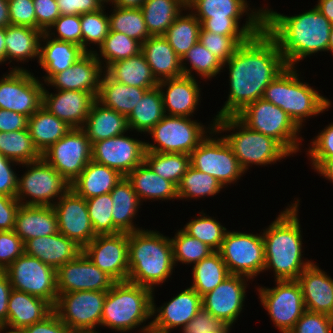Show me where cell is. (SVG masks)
<instances>
[{
    "mask_svg": "<svg viewBox=\"0 0 333 333\" xmlns=\"http://www.w3.org/2000/svg\"><path fill=\"white\" fill-rule=\"evenodd\" d=\"M225 65L229 69V96L214 119L235 116L262 98L265 88L288 67L277 41L264 28L241 44Z\"/></svg>",
    "mask_w": 333,
    "mask_h": 333,
    "instance_id": "cell-1",
    "label": "cell"
},
{
    "mask_svg": "<svg viewBox=\"0 0 333 333\" xmlns=\"http://www.w3.org/2000/svg\"><path fill=\"white\" fill-rule=\"evenodd\" d=\"M331 26L316 7L294 16L264 9V29L277 41L290 67L306 56L327 51Z\"/></svg>",
    "mask_w": 333,
    "mask_h": 333,
    "instance_id": "cell-2",
    "label": "cell"
},
{
    "mask_svg": "<svg viewBox=\"0 0 333 333\" xmlns=\"http://www.w3.org/2000/svg\"><path fill=\"white\" fill-rule=\"evenodd\" d=\"M299 200L286 208L262 233L264 271L273 269L275 281L296 280L313 262L302 260V235L298 219Z\"/></svg>",
    "mask_w": 333,
    "mask_h": 333,
    "instance_id": "cell-3",
    "label": "cell"
},
{
    "mask_svg": "<svg viewBox=\"0 0 333 333\" xmlns=\"http://www.w3.org/2000/svg\"><path fill=\"white\" fill-rule=\"evenodd\" d=\"M128 265L127 281L154 291L174 270L170 238L145 229L129 233Z\"/></svg>",
    "mask_w": 333,
    "mask_h": 333,
    "instance_id": "cell-4",
    "label": "cell"
},
{
    "mask_svg": "<svg viewBox=\"0 0 333 333\" xmlns=\"http://www.w3.org/2000/svg\"><path fill=\"white\" fill-rule=\"evenodd\" d=\"M295 67L288 66L265 88L262 98L286 112L301 129L304 118L319 115L331 105L307 83L300 82Z\"/></svg>",
    "mask_w": 333,
    "mask_h": 333,
    "instance_id": "cell-5",
    "label": "cell"
},
{
    "mask_svg": "<svg viewBox=\"0 0 333 333\" xmlns=\"http://www.w3.org/2000/svg\"><path fill=\"white\" fill-rule=\"evenodd\" d=\"M210 125L211 128L208 127L211 130H209V134L239 129V131L225 135L223 138L230 145L244 171H247L246 169L252 164L268 165L291 155L278 141L249 129L236 116L214 119L213 124Z\"/></svg>",
    "mask_w": 333,
    "mask_h": 333,
    "instance_id": "cell-6",
    "label": "cell"
},
{
    "mask_svg": "<svg viewBox=\"0 0 333 333\" xmlns=\"http://www.w3.org/2000/svg\"><path fill=\"white\" fill-rule=\"evenodd\" d=\"M153 294L151 289L141 285L115 282L106 294L101 326L120 332L139 327L152 317Z\"/></svg>",
    "mask_w": 333,
    "mask_h": 333,
    "instance_id": "cell-7",
    "label": "cell"
},
{
    "mask_svg": "<svg viewBox=\"0 0 333 333\" xmlns=\"http://www.w3.org/2000/svg\"><path fill=\"white\" fill-rule=\"evenodd\" d=\"M244 125L278 141L290 154L299 151L300 128L280 107L260 98L235 115ZM299 141V142H298Z\"/></svg>",
    "mask_w": 333,
    "mask_h": 333,
    "instance_id": "cell-8",
    "label": "cell"
},
{
    "mask_svg": "<svg viewBox=\"0 0 333 333\" xmlns=\"http://www.w3.org/2000/svg\"><path fill=\"white\" fill-rule=\"evenodd\" d=\"M155 144L147 152L190 154L207 136L201 123L188 117L165 115L149 132Z\"/></svg>",
    "mask_w": 333,
    "mask_h": 333,
    "instance_id": "cell-9",
    "label": "cell"
},
{
    "mask_svg": "<svg viewBox=\"0 0 333 333\" xmlns=\"http://www.w3.org/2000/svg\"><path fill=\"white\" fill-rule=\"evenodd\" d=\"M107 291H74L58 294L53 311L71 333L95 332L101 325Z\"/></svg>",
    "mask_w": 333,
    "mask_h": 333,
    "instance_id": "cell-10",
    "label": "cell"
},
{
    "mask_svg": "<svg viewBox=\"0 0 333 333\" xmlns=\"http://www.w3.org/2000/svg\"><path fill=\"white\" fill-rule=\"evenodd\" d=\"M22 165L30 167L18 177L16 199L22 205L53 206L52 199L59 200L71 187L43 158ZM25 196L32 200L23 202Z\"/></svg>",
    "mask_w": 333,
    "mask_h": 333,
    "instance_id": "cell-11",
    "label": "cell"
},
{
    "mask_svg": "<svg viewBox=\"0 0 333 333\" xmlns=\"http://www.w3.org/2000/svg\"><path fill=\"white\" fill-rule=\"evenodd\" d=\"M5 272L12 289L42 298L55 306L58 298L56 269L24 253Z\"/></svg>",
    "mask_w": 333,
    "mask_h": 333,
    "instance_id": "cell-12",
    "label": "cell"
},
{
    "mask_svg": "<svg viewBox=\"0 0 333 333\" xmlns=\"http://www.w3.org/2000/svg\"><path fill=\"white\" fill-rule=\"evenodd\" d=\"M218 252L230 274L253 279L264 271L265 251L262 234L227 231Z\"/></svg>",
    "mask_w": 333,
    "mask_h": 333,
    "instance_id": "cell-13",
    "label": "cell"
},
{
    "mask_svg": "<svg viewBox=\"0 0 333 333\" xmlns=\"http://www.w3.org/2000/svg\"><path fill=\"white\" fill-rule=\"evenodd\" d=\"M42 158L71 185L92 160V144L81 128H73L51 145Z\"/></svg>",
    "mask_w": 333,
    "mask_h": 333,
    "instance_id": "cell-14",
    "label": "cell"
},
{
    "mask_svg": "<svg viewBox=\"0 0 333 333\" xmlns=\"http://www.w3.org/2000/svg\"><path fill=\"white\" fill-rule=\"evenodd\" d=\"M190 166L216 178L224 187L244 174L230 145L221 136H207L190 154Z\"/></svg>",
    "mask_w": 333,
    "mask_h": 333,
    "instance_id": "cell-15",
    "label": "cell"
},
{
    "mask_svg": "<svg viewBox=\"0 0 333 333\" xmlns=\"http://www.w3.org/2000/svg\"><path fill=\"white\" fill-rule=\"evenodd\" d=\"M276 283L274 288H259V298L277 329L288 333L306 311L304 299L297 280H282Z\"/></svg>",
    "mask_w": 333,
    "mask_h": 333,
    "instance_id": "cell-16",
    "label": "cell"
},
{
    "mask_svg": "<svg viewBox=\"0 0 333 333\" xmlns=\"http://www.w3.org/2000/svg\"><path fill=\"white\" fill-rule=\"evenodd\" d=\"M11 69L0 79V109L30 118L42 106L44 84L22 67Z\"/></svg>",
    "mask_w": 333,
    "mask_h": 333,
    "instance_id": "cell-17",
    "label": "cell"
},
{
    "mask_svg": "<svg viewBox=\"0 0 333 333\" xmlns=\"http://www.w3.org/2000/svg\"><path fill=\"white\" fill-rule=\"evenodd\" d=\"M129 233L97 235L83 252L115 282L127 281Z\"/></svg>",
    "mask_w": 333,
    "mask_h": 333,
    "instance_id": "cell-18",
    "label": "cell"
},
{
    "mask_svg": "<svg viewBox=\"0 0 333 333\" xmlns=\"http://www.w3.org/2000/svg\"><path fill=\"white\" fill-rule=\"evenodd\" d=\"M53 208L57 216L58 232L74 240L84 248L97 235L93 231L86 199L79 196L73 189H69Z\"/></svg>",
    "mask_w": 333,
    "mask_h": 333,
    "instance_id": "cell-19",
    "label": "cell"
},
{
    "mask_svg": "<svg viewBox=\"0 0 333 333\" xmlns=\"http://www.w3.org/2000/svg\"><path fill=\"white\" fill-rule=\"evenodd\" d=\"M125 133L92 144V160L119 171L127 176L133 169L144 162L145 142Z\"/></svg>",
    "mask_w": 333,
    "mask_h": 333,
    "instance_id": "cell-20",
    "label": "cell"
},
{
    "mask_svg": "<svg viewBox=\"0 0 333 333\" xmlns=\"http://www.w3.org/2000/svg\"><path fill=\"white\" fill-rule=\"evenodd\" d=\"M115 281L82 251L57 269L58 294L74 291H108Z\"/></svg>",
    "mask_w": 333,
    "mask_h": 333,
    "instance_id": "cell-21",
    "label": "cell"
},
{
    "mask_svg": "<svg viewBox=\"0 0 333 333\" xmlns=\"http://www.w3.org/2000/svg\"><path fill=\"white\" fill-rule=\"evenodd\" d=\"M248 277L231 274L202 296V308L231 327L242 311Z\"/></svg>",
    "mask_w": 333,
    "mask_h": 333,
    "instance_id": "cell-22",
    "label": "cell"
},
{
    "mask_svg": "<svg viewBox=\"0 0 333 333\" xmlns=\"http://www.w3.org/2000/svg\"><path fill=\"white\" fill-rule=\"evenodd\" d=\"M96 51L85 52L73 65L55 74L47 83L57 90L90 92L97 98L103 67L95 55Z\"/></svg>",
    "mask_w": 333,
    "mask_h": 333,
    "instance_id": "cell-23",
    "label": "cell"
},
{
    "mask_svg": "<svg viewBox=\"0 0 333 333\" xmlns=\"http://www.w3.org/2000/svg\"><path fill=\"white\" fill-rule=\"evenodd\" d=\"M57 91L58 93L49 94V91L43 89L42 107L71 128H82L96 98L85 91Z\"/></svg>",
    "mask_w": 333,
    "mask_h": 333,
    "instance_id": "cell-24",
    "label": "cell"
},
{
    "mask_svg": "<svg viewBox=\"0 0 333 333\" xmlns=\"http://www.w3.org/2000/svg\"><path fill=\"white\" fill-rule=\"evenodd\" d=\"M164 87L166 88V92L162 89ZM158 88L162 95L165 115L178 117L193 116L201 96L195 77L182 75L162 80L159 82Z\"/></svg>",
    "mask_w": 333,
    "mask_h": 333,
    "instance_id": "cell-25",
    "label": "cell"
},
{
    "mask_svg": "<svg viewBox=\"0 0 333 333\" xmlns=\"http://www.w3.org/2000/svg\"><path fill=\"white\" fill-rule=\"evenodd\" d=\"M155 306L154 297H152V316L158 313L151 321L155 326L168 331L180 326L184 330L202 308V297L189 287L163 306L157 309Z\"/></svg>",
    "mask_w": 333,
    "mask_h": 333,
    "instance_id": "cell-26",
    "label": "cell"
},
{
    "mask_svg": "<svg viewBox=\"0 0 333 333\" xmlns=\"http://www.w3.org/2000/svg\"><path fill=\"white\" fill-rule=\"evenodd\" d=\"M296 280L300 285L306 310L333 317V279L313 262Z\"/></svg>",
    "mask_w": 333,
    "mask_h": 333,
    "instance_id": "cell-27",
    "label": "cell"
},
{
    "mask_svg": "<svg viewBox=\"0 0 333 333\" xmlns=\"http://www.w3.org/2000/svg\"><path fill=\"white\" fill-rule=\"evenodd\" d=\"M24 248L26 254L38 258L56 270L83 251L74 240L60 232L30 239L24 243Z\"/></svg>",
    "mask_w": 333,
    "mask_h": 333,
    "instance_id": "cell-28",
    "label": "cell"
},
{
    "mask_svg": "<svg viewBox=\"0 0 333 333\" xmlns=\"http://www.w3.org/2000/svg\"><path fill=\"white\" fill-rule=\"evenodd\" d=\"M26 241L58 232L57 216L53 206L20 205L13 230Z\"/></svg>",
    "mask_w": 333,
    "mask_h": 333,
    "instance_id": "cell-29",
    "label": "cell"
},
{
    "mask_svg": "<svg viewBox=\"0 0 333 333\" xmlns=\"http://www.w3.org/2000/svg\"><path fill=\"white\" fill-rule=\"evenodd\" d=\"M7 309L6 326L20 329L43 321L53 312L48 301L15 289L10 293Z\"/></svg>",
    "mask_w": 333,
    "mask_h": 333,
    "instance_id": "cell-30",
    "label": "cell"
},
{
    "mask_svg": "<svg viewBox=\"0 0 333 333\" xmlns=\"http://www.w3.org/2000/svg\"><path fill=\"white\" fill-rule=\"evenodd\" d=\"M141 52L158 82L184 75L181 58L175 53L164 36H150L147 38L142 43Z\"/></svg>",
    "mask_w": 333,
    "mask_h": 333,
    "instance_id": "cell-31",
    "label": "cell"
},
{
    "mask_svg": "<svg viewBox=\"0 0 333 333\" xmlns=\"http://www.w3.org/2000/svg\"><path fill=\"white\" fill-rule=\"evenodd\" d=\"M91 144L121 135L129 130L127 117L95 100L81 128Z\"/></svg>",
    "mask_w": 333,
    "mask_h": 333,
    "instance_id": "cell-32",
    "label": "cell"
},
{
    "mask_svg": "<svg viewBox=\"0 0 333 333\" xmlns=\"http://www.w3.org/2000/svg\"><path fill=\"white\" fill-rule=\"evenodd\" d=\"M123 177L119 171L91 160L70 188L84 199H89L110 193Z\"/></svg>",
    "mask_w": 333,
    "mask_h": 333,
    "instance_id": "cell-33",
    "label": "cell"
},
{
    "mask_svg": "<svg viewBox=\"0 0 333 333\" xmlns=\"http://www.w3.org/2000/svg\"><path fill=\"white\" fill-rule=\"evenodd\" d=\"M52 34L55 35V33L44 32L41 38V42L45 40L46 43H43L45 46L40 47L38 63L47 73V76L43 78L45 84L55 74L70 68L85 53L78 45L52 39Z\"/></svg>",
    "mask_w": 333,
    "mask_h": 333,
    "instance_id": "cell-34",
    "label": "cell"
},
{
    "mask_svg": "<svg viewBox=\"0 0 333 333\" xmlns=\"http://www.w3.org/2000/svg\"><path fill=\"white\" fill-rule=\"evenodd\" d=\"M112 198V219L114 234L132 233L141 230L134 226L132 220L135 217L141 200L133 189L131 182L123 177L110 192Z\"/></svg>",
    "mask_w": 333,
    "mask_h": 333,
    "instance_id": "cell-35",
    "label": "cell"
},
{
    "mask_svg": "<svg viewBox=\"0 0 333 333\" xmlns=\"http://www.w3.org/2000/svg\"><path fill=\"white\" fill-rule=\"evenodd\" d=\"M149 89L152 88H140L119 83L104 72L96 100L103 106L128 117Z\"/></svg>",
    "mask_w": 333,
    "mask_h": 333,
    "instance_id": "cell-36",
    "label": "cell"
},
{
    "mask_svg": "<svg viewBox=\"0 0 333 333\" xmlns=\"http://www.w3.org/2000/svg\"><path fill=\"white\" fill-rule=\"evenodd\" d=\"M126 178L139 199H178L177 186L157 175L145 162L133 169Z\"/></svg>",
    "mask_w": 333,
    "mask_h": 333,
    "instance_id": "cell-37",
    "label": "cell"
},
{
    "mask_svg": "<svg viewBox=\"0 0 333 333\" xmlns=\"http://www.w3.org/2000/svg\"><path fill=\"white\" fill-rule=\"evenodd\" d=\"M104 72L111 79L128 86L155 88L159 84L142 52L110 64Z\"/></svg>",
    "mask_w": 333,
    "mask_h": 333,
    "instance_id": "cell-38",
    "label": "cell"
},
{
    "mask_svg": "<svg viewBox=\"0 0 333 333\" xmlns=\"http://www.w3.org/2000/svg\"><path fill=\"white\" fill-rule=\"evenodd\" d=\"M27 129L35 147L43 154L73 128L41 106L28 118Z\"/></svg>",
    "mask_w": 333,
    "mask_h": 333,
    "instance_id": "cell-39",
    "label": "cell"
},
{
    "mask_svg": "<svg viewBox=\"0 0 333 333\" xmlns=\"http://www.w3.org/2000/svg\"><path fill=\"white\" fill-rule=\"evenodd\" d=\"M44 32L26 26L8 25L5 28L6 61H26L40 57L41 38Z\"/></svg>",
    "mask_w": 333,
    "mask_h": 333,
    "instance_id": "cell-40",
    "label": "cell"
},
{
    "mask_svg": "<svg viewBox=\"0 0 333 333\" xmlns=\"http://www.w3.org/2000/svg\"><path fill=\"white\" fill-rule=\"evenodd\" d=\"M183 8L187 0H145L140 9L150 36H163Z\"/></svg>",
    "mask_w": 333,
    "mask_h": 333,
    "instance_id": "cell-41",
    "label": "cell"
},
{
    "mask_svg": "<svg viewBox=\"0 0 333 333\" xmlns=\"http://www.w3.org/2000/svg\"><path fill=\"white\" fill-rule=\"evenodd\" d=\"M165 116L161 92L157 87L147 90L127 117L129 130L149 132Z\"/></svg>",
    "mask_w": 333,
    "mask_h": 333,
    "instance_id": "cell-42",
    "label": "cell"
},
{
    "mask_svg": "<svg viewBox=\"0 0 333 333\" xmlns=\"http://www.w3.org/2000/svg\"><path fill=\"white\" fill-rule=\"evenodd\" d=\"M192 272L193 284L190 287L201 297L231 275L218 251L195 264Z\"/></svg>",
    "mask_w": 333,
    "mask_h": 333,
    "instance_id": "cell-43",
    "label": "cell"
},
{
    "mask_svg": "<svg viewBox=\"0 0 333 333\" xmlns=\"http://www.w3.org/2000/svg\"><path fill=\"white\" fill-rule=\"evenodd\" d=\"M246 0H187V9H192L197 19L236 20L249 11Z\"/></svg>",
    "mask_w": 333,
    "mask_h": 333,
    "instance_id": "cell-44",
    "label": "cell"
},
{
    "mask_svg": "<svg viewBox=\"0 0 333 333\" xmlns=\"http://www.w3.org/2000/svg\"><path fill=\"white\" fill-rule=\"evenodd\" d=\"M190 13L180 14L163 35L181 59L199 41L201 23Z\"/></svg>",
    "mask_w": 333,
    "mask_h": 333,
    "instance_id": "cell-45",
    "label": "cell"
},
{
    "mask_svg": "<svg viewBox=\"0 0 333 333\" xmlns=\"http://www.w3.org/2000/svg\"><path fill=\"white\" fill-rule=\"evenodd\" d=\"M0 153L16 164H26L42 158L28 129L0 132Z\"/></svg>",
    "mask_w": 333,
    "mask_h": 333,
    "instance_id": "cell-46",
    "label": "cell"
},
{
    "mask_svg": "<svg viewBox=\"0 0 333 333\" xmlns=\"http://www.w3.org/2000/svg\"><path fill=\"white\" fill-rule=\"evenodd\" d=\"M144 162L160 177L179 185L190 166V155L183 153L145 152Z\"/></svg>",
    "mask_w": 333,
    "mask_h": 333,
    "instance_id": "cell-47",
    "label": "cell"
},
{
    "mask_svg": "<svg viewBox=\"0 0 333 333\" xmlns=\"http://www.w3.org/2000/svg\"><path fill=\"white\" fill-rule=\"evenodd\" d=\"M245 25L239 29V23L236 20H213L198 19L201 27L213 33L230 37H253L264 28V9L258 11L251 10Z\"/></svg>",
    "mask_w": 333,
    "mask_h": 333,
    "instance_id": "cell-48",
    "label": "cell"
},
{
    "mask_svg": "<svg viewBox=\"0 0 333 333\" xmlns=\"http://www.w3.org/2000/svg\"><path fill=\"white\" fill-rule=\"evenodd\" d=\"M108 17L110 31L124 33L141 44L150 37L140 8H120L114 6L112 14Z\"/></svg>",
    "mask_w": 333,
    "mask_h": 333,
    "instance_id": "cell-49",
    "label": "cell"
},
{
    "mask_svg": "<svg viewBox=\"0 0 333 333\" xmlns=\"http://www.w3.org/2000/svg\"><path fill=\"white\" fill-rule=\"evenodd\" d=\"M99 48L101 57H99L97 52L95 55L100 63H102L100 58L103 57L106 63V66H103L105 67L104 69H106L110 64L116 61L138 55L141 52L142 44L124 33L109 31Z\"/></svg>",
    "mask_w": 333,
    "mask_h": 333,
    "instance_id": "cell-50",
    "label": "cell"
},
{
    "mask_svg": "<svg viewBox=\"0 0 333 333\" xmlns=\"http://www.w3.org/2000/svg\"><path fill=\"white\" fill-rule=\"evenodd\" d=\"M222 188L223 186L216 178L189 166L177 186V194L178 199L201 198L204 196H214Z\"/></svg>",
    "mask_w": 333,
    "mask_h": 333,
    "instance_id": "cell-51",
    "label": "cell"
},
{
    "mask_svg": "<svg viewBox=\"0 0 333 333\" xmlns=\"http://www.w3.org/2000/svg\"><path fill=\"white\" fill-rule=\"evenodd\" d=\"M187 60L190 62V69L186 68L183 63ZM181 67L185 76L194 77L191 75V71L195 70L197 74L204 79L215 77L220 70L223 69V62L212 54L200 41H198L193 47L181 59ZM192 69V70H191Z\"/></svg>",
    "mask_w": 333,
    "mask_h": 333,
    "instance_id": "cell-52",
    "label": "cell"
},
{
    "mask_svg": "<svg viewBox=\"0 0 333 333\" xmlns=\"http://www.w3.org/2000/svg\"><path fill=\"white\" fill-rule=\"evenodd\" d=\"M170 240L175 264L181 262L195 265L214 252L204 242L190 236L183 229L179 230Z\"/></svg>",
    "mask_w": 333,
    "mask_h": 333,
    "instance_id": "cell-53",
    "label": "cell"
},
{
    "mask_svg": "<svg viewBox=\"0 0 333 333\" xmlns=\"http://www.w3.org/2000/svg\"><path fill=\"white\" fill-rule=\"evenodd\" d=\"M183 230L190 236L204 242L213 251H219L227 232V229L216 219L206 216L204 212L200 215V218L188 222Z\"/></svg>",
    "mask_w": 333,
    "mask_h": 333,
    "instance_id": "cell-54",
    "label": "cell"
},
{
    "mask_svg": "<svg viewBox=\"0 0 333 333\" xmlns=\"http://www.w3.org/2000/svg\"><path fill=\"white\" fill-rule=\"evenodd\" d=\"M110 193L86 199L87 210L96 235L114 234Z\"/></svg>",
    "mask_w": 333,
    "mask_h": 333,
    "instance_id": "cell-55",
    "label": "cell"
},
{
    "mask_svg": "<svg viewBox=\"0 0 333 333\" xmlns=\"http://www.w3.org/2000/svg\"><path fill=\"white\" fill-rule=\"evenodd\" d=\"M103 10H105L104 7L98 11L80 15L82 49L85 52H92L88 50L87 44L96 43L100 46L110 31L109 17Z\"/></svg>",
    "mask_w": 333,
    "mask_h": 333,
    "instance_id": "cell-56",
    "label": "cell"
},
{
    "mask_svg": "<svg viewBox=\"0 0 333 333\" xmlns=\"http://www.w3.org/2000/svg\"><path fill=\"white\" fill-rule=\"evenodd\" d=\"M251 37H230L206 31L201 27L199 41L213 55L225 63L237 50V48L247 42Z\"/></svg>",
    "mask_w": 333,
    "mask_h": 333,
    "instance_id": "cell-57",
    "label": "cell"
},
{
    "mask_svg": "<svg viewBox=\"0 0 333 333\" xmlns=\"http://www.w3.org/2000/svg\"><path fill=\"white\" fill-rule=\"evenodd\" d=\"M52 28H55L58 33V36L52 39L70 42L82 48L80 15H60L46 33L50 34Z\"/></svg>",
    "mask_w": 333,
    "mask_h": 333,
    "instance_id": "cell-58",
    "label": "cell"
},
{
    "mask_svg": "<svg viewBox=\"0 0 333 333\" xmlns=\"http://www.w3.org/2000/svg\"><path fill=\"white\" fill-rule=\"evenodd\" d=\"M288 333H333V317L306 310Z\"/></svg>",
    "mask_w": 333,
    "mask_h": 333,
    "instance_id": "cell-59",
    "label": "cell"
},
{
    "mask_svg": "<svg viewBox=\"0 0 333 333\" xmlns=\"http://www.w3.org/2000/svg\"><path fill=\"white\" fill-rule=\"evenodd\" d=\"M25 253L23 240L13 231H0V271Z\"/></svg>",
    "mask_w": 333,
    "mask_h": 333,
    "instance_id": "cell-60",
    "label": "cell"
},
{
    "mask_svg": "<svg viewBox=\"0 0 333 333\" xmlns=\"http://www.w3.org/2000/svg\"><path fill=\"white\" fill-rule=\"evenodd\" d=\"M230 327L203 308L186 325L183 333H229Z\"/></svg>",
    "mask_w": 333,
    "mask_h": 333,
    "instance_id": "cell-61",
    "label": "cell"
},
{
    "mask_svg": "<svg viewBox=\"0 0 333 333\" xmlns=\"http://www.w3.org/2000/svg\"><path fill=\"white\" fill-rule=\"evenodd\" d=\"M308 155L312 159L314 169L326 158L333 157V123L327 125L324 130L311 142Z\"/></svg>",
    "mask_w": 333,
    "mask_h": 333,
    "instance_id": "cell-62",
    "label": "cell"
},
{
    "mask_svg": "<svg viewBox=\"0 0 333 333\" xmlns=\"http://www.w3.org/2000/svg\"><path fill=\"white\" fill-rule=\"evenodd\" d=\"M11 25L37 29L33 0H8Z\"/></svg>",
    "mask_w": 333,
    "mask_h": 333,
    "instance_id": "cell-63",
    "label": "cell"
},
{
    "mask_svg": "<svg viewBox=\"0 0 333 333\" xmlns=\"http://www.w3.org/2000/svg\"><path fill=\"white\" fill-rule=\"evenodd\" d=\"M37 29L46 32L61 15L56 0H33Z\"/></svg>",
    "mask_w": 333,
    "mask_h": 333,
    "instance_id": "cell-64",
    "label": "cell"
},
{
    "mask_svg": "<svg viewBox=\"0 0 333 333\" xmlns=\"http://www.w3.org/2000/svg\"><path fill=\"white\" fill-rule=\"evenodd\" d=\"M61 15H81L102 9L105 0H56Z\"/></svg>",
    "mask_w": 333,
    "mask_h": 333,
    "instance_id": "cell-65",
    "label": "cell"
},
{
    "mask_svg": "<svg viewBox=\"0 0 333 333\" xmlns=\"http://www.w3.org/2000/svg\"><path fill=\"white\" fill-rule=\"evenodd\" d=\"M13 163L0 153V195L16 197L18 177L11 167Z\"/></svg>",
    "mask_w": 333,
    "mask_h": 333,
    "instance_id": "cell-66",
    "label": "cell"
},
{
    "mask_svg": "<svg viewBox=\"0 0 333 333\" xmlns=\"http://www.w3.org/2000/svg\"><path fill=\"white\" fill-rule=\"evenodd\" d=\"M20 205L16 197L0 195V231L14 230L16 213Z\"/></svg>",
    "mask_w": 333,
    "mask_h": 333,
    "instance_id": "cell-67",
    "label": "cell"
},
{
    "mask_svg": "<svg viewBox=\"0 0 333 333\" xmlns=\"http://www.w3.org/2000/svg\"><path fill=\"white\" fill-rule=\"evenodd\" d=\"M23 333H71L53 311L43 321L23 328Z\"/></svg>",
    "mask_w": 333,
    "mask_h": 333,
    "instance_id": "cell-68",
    "label": "cell"
},
{
    "mask_svg": "<svg viewBox=\"0 0 333 333\" xmlns=\"http://www.w3.org/2000/svg\"><path fill=\"white\" fill-rule=\"evenodd\" d=\"M28 117L23 114L0 109V132H13L27 129Z\"/></svg>",
    "mask_w": 333,
    "mask_h": 333,
    "instance_id": "cell-69",
    "label": "cell"
},
{
    "mask_svg": "<svg viewBox=\"0 0 333 333\" xmlns=\"http://www.w3.org/2000/svg\"><path fill=\"white\" fill-rule=\"evenodd\" d=\"M12 286L5 271H0V325H6Z\"/></svg>",
    "mask_w": 333,
    "mask_h": 333,
    "instance_id": "cell-70",
    "label": "cell"
},
{
    "mask_svg": "<svg viewBox=\"0 0 333 333\" xmlns=\"http://www.w3.org/2000/svg\"><path fill=\"white\" fill-rule=\"evenodd\" d=\"M315 170L333 183V157L324 159Z\"/></svg>",
    "mask_w": 333,
    "mask_h": 333,
    "instance_id": "cell-71",
    "label": "cell"
},
{
    "mask_svg": "<svg viewBox=\"0 0 333 333\" xmlns=\"http://www.w3.org/2000/svg\"><path fill=\"white\" fill-rule=\"evenodd\" d=\"M315 6L333 24V0H318Z\"/></svg>",
    "mask_w": 333,
    "mask_h": 333,
    "instance_id": "cell-72",
    "label": "cell"
},
{
    "mask_svg": "<svg viewBox=\"0 0 333 333\" xmlns=\"http://www.w3.org/2000/svg\"><path fill=\"white\" fill-rule=\"evenodd\" d=\"M10 23L8 0H0V27L6 28Z\"/></svg>",
    "mask_w": 333,
    "mask_h": 333,
    "instance_id": "cell-73",
    "label": "cell"
},
{
    "mask_svg": "<svg viewBox=\"0 0 333 333\" xmlns=\"http://www.w3.org/2000/svg\"><path fill=\"white\" fill-rule=\"evenodd\" d=\"M144 1L145 0H110L109 2H112V5L120 8H141Z\"/></svg>",
    "mask_w": 333,
    "mask_h": 333,
    "instance_id": "cell-74",
    "label": "cell"
},
{
    "mask_svg": "<svg viewBox=\"0 0 333 333\" xmlns=\"http://www.w3.org/2000/svg\"><path fill=\"white\" fill-rule=\"evenodd\" d=\"M5 28L0 27V63L6 61Z\"/></svg>",
    "mask_w": 333,
    "mask_h": 333,
    "instance_id": "cell-75",
    "label": "cell"
},
{
    "mask_svg": "<svg viewBox=\"0 0 333 333\" xmlns=\"http://www.w3.org/2000/svg\"><path fill=\"white\" fill-rule=\"evenodd\" d=\"M140 330V333H169L170 331L166 329L159 328L155 326L152 322H150L148 325L143 326Z\"/></svg>",
    "mask_w": 333,
    "mask_h": 333,
    "instance_id": "cell-76",
    "label": "cell"
},
{
    "mask_svg": "<svg viewBox=\"0 0 333 333\" xmlns=\"http://www.w3.org/2000/svg\"><path fill=\"white\" fill-rule=\"evenodd\" d=\"M6 328L8 329V326L6 325H0V332L1 331H4V329L6 330ZM10 331H6L5 333H23V329H20V328H13V327H10Z\"/></svg>",
    "mask_w": 333,
    "mask_h": 333,
    "instance_id": "cell-77",
    "label": "cell"
},
{
    "mask_svg": "<svg viewBox=\"0 0 333 333\" xmlns=\"http://www.w3.org/2000/svg\"><path fill=\"white\" fill-rule=\"evenodd\" d=\"M327 51H330L333 54V24H332L331 29H330L329 43H328Z\"/></svg>",
    "mask_w": 333,
    "mask_h": 333,
    "instance_id": "cell-78",
    "label": "cell"
},
{
    "mask_svg": "<svg viewBox=\"0 0 333 333\" xmlns=\"http://www.w3.org/2000/svg\"><path fill=\"white\" fill-rule=\"evenodd\" d=\"M80 333H98V332L95 331V332H80Z\"/></svg>",
    "mask_w": 333,
    "mask_h": 333,
    "instance_id": "cell-79",
    "label": "cell"
}]
</instances>
